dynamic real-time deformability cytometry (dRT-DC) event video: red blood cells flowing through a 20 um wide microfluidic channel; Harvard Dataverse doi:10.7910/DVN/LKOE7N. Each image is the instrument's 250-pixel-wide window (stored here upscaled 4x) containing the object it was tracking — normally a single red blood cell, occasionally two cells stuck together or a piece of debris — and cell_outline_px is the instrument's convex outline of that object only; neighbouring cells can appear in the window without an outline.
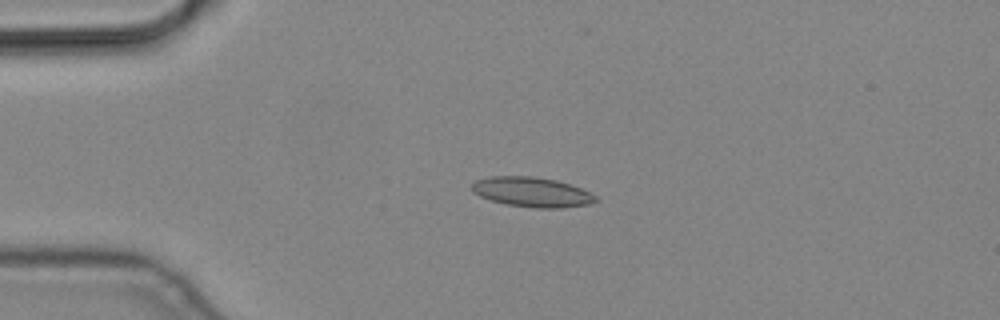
{"species": "common noctule bat (a hibernating species)", "species_latin": "Nyctalus noctula", "temperature_condition": "cold", "stored_images_in_passage": 7, "camera_frame_rate_fps": 3000, "um_per_image_px": 0.085, "animal": {"sex": "male", "body_mass_g": 19.2, "forearm_length_mm": 51.8}, "frame": {"image": 1, "passage_image": 5, "time_ms": 1.333, "image_size_px": [1000, 320], "cell_outline_px": [[600, 200], [588, 204], [560, 208], [536, 208], [508, 204], [492, 200], [480, 196], [472, 192], [472, 184], [476, 180], [492, 176], [532, 176], [556, 180], [580, 188], [596, 196]], "centroid_in_image_um": [45.21, 16.32], "position_along_channel_um": 39.8, "area_um2": 21.27}}
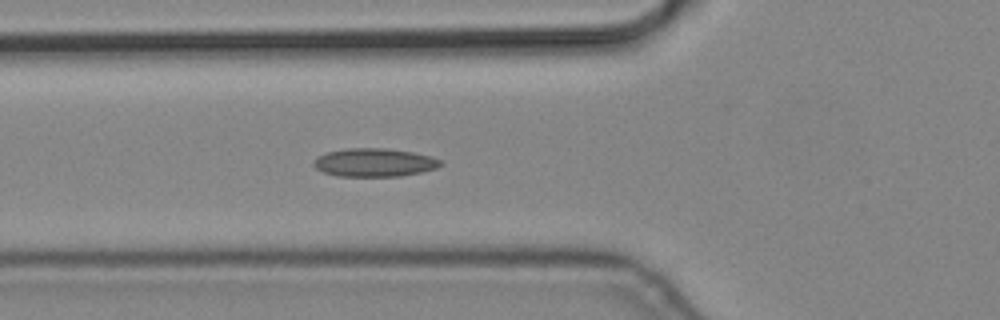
{"frame": {"image": 2, "passage_image": 7, "time_ms": 2.0, "image_size_px": [1000, 320], "cell_outline_px": [[444, 164], [436, 168], [420, 172], [400, 176], [336, 176], [324, 172], [316, 168], [312, 164], [316, 156], [328, 152], [348, 148], [388, 148], [412, 152], [432, 156], [440, 160]], "centroid_in_image_um": [31.82, 13.81], "position_along_channel_um": 94.0, "area_um2": 20.98}}